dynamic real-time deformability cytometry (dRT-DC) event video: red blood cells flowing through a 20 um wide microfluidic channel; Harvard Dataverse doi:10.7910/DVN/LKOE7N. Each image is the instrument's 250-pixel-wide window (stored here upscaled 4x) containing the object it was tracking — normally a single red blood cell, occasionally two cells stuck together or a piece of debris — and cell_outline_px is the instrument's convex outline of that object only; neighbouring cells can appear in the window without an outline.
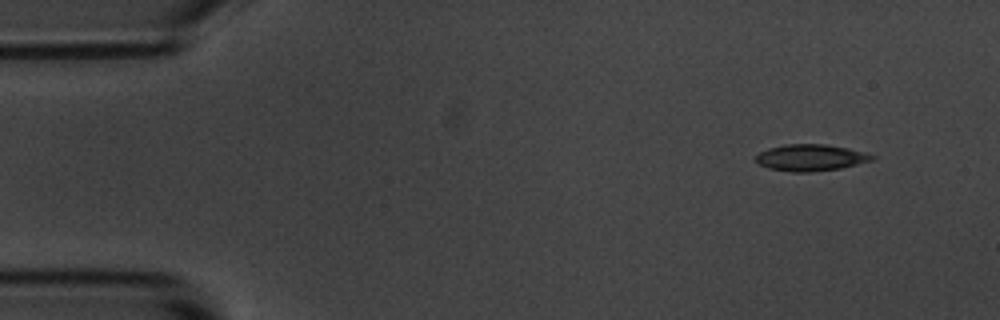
{"species": "common noctule bat (a hibernating species)", "species_latin": "Nyctalus noctula", "temperature_condition": "room temperature", "stored_images_in_passage": 54, "camera_frame_rate_fps": 3000, "um_per_image_px": 0.085, "animal": {"sex": "male", "body_mass_g": 20.1, "forearm_length_mm": 53.5}, "frame": {"image": 1, "passage_image": 4, "time_ms": 1.0, "image_size_px": [1000, 320], "cell_outline_px": [[876, 156], [872, 160], [840, 168], [808, 172], [792, 172], [768, 168], [760, 164], [756, 160], [756, 156], [760, 152], [768, 148], [784, 144], [824, 144], [848, 148], [864, 152]], "centroid_in_image_um": [68.89, 13.39], "position_along_channel_um": 16.1, "area_um2": 17.8}}
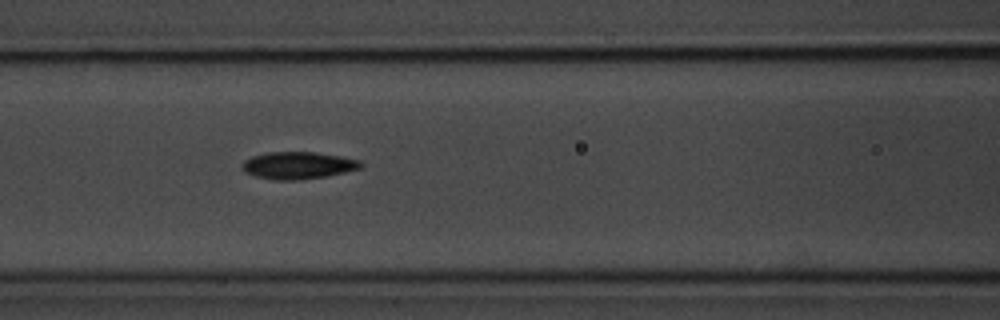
{"frame": {"image": 2, "passage_image": 22, "time_ms": 7.0, "image_size_px": [1000, 320], "cell_outline_px": [[364, 164], [360, 168], [344, 172], [324, 176], [296, 180], [272, 180], [256, 176], [244, 172], [240, 168], [240, 164], [244, 160], [252, 156], [268, 152], [316, 152], [340, 156], [360, 160]], "centroid_in_image_um": [25.28, 14.05], "position_along_channel_um": 141.3, "area_um2": 18.84}}
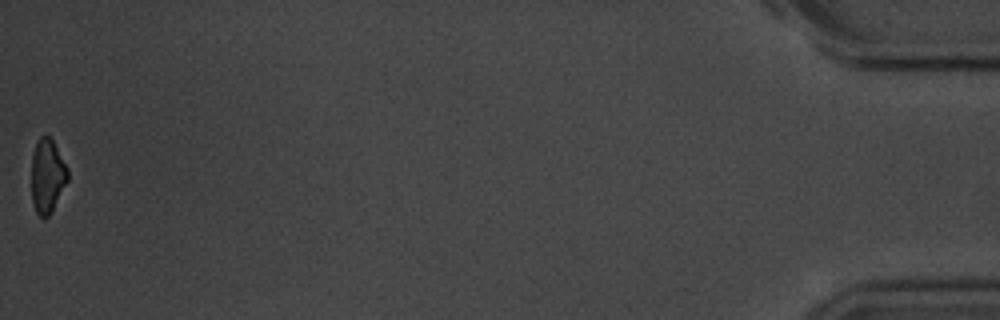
{"frame": {"image": 3, "passage_image": 54, "time_ms": 17.667, "image_size_px": [1000, 320], "cell_outline_px": [[68, 180], [52, 212], [44, 220], [36, 212], [32, 204], [32, 156], [36, 144], [40, 136], [48, 136], [52, 140], [68, 168]], "centroid_in_image_um": [4.02, 15.0], "position_along_channel_um": 431.2, "area_um2": 15.61}, "authors_computed_cell_mechanics": {"area_um2": 17.918, "velocity_mm_per_s": 3.6461, "shape_relaxation_time_tau1_ms": 2.5887, "shape_relaxation_time_tau2_ms": 9.0551, "deformation_change_tau1": 0.1094, "deformation_change_tau2": 0.1351}}